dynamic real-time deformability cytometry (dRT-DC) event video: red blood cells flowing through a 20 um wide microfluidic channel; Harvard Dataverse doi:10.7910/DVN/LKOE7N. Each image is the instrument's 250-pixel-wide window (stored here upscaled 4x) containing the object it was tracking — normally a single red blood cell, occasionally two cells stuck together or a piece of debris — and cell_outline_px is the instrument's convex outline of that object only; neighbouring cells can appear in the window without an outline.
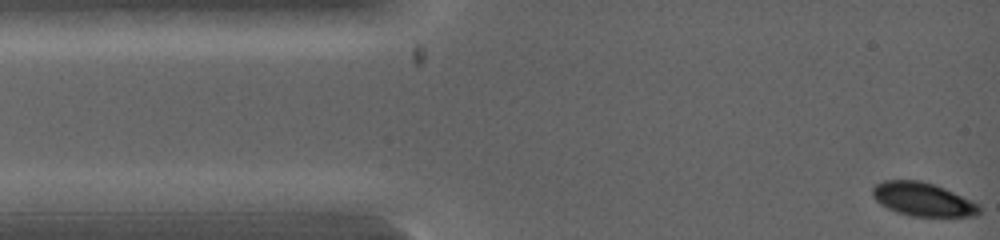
{"species": "common noctule bat (a hibernating species)", "species_latin": "Nyctalus noctula", "temperature_condition": "warm", "stored_images_in_passage": 3, "camera_frame_rate_fps": 5000, "um_per_image_px": 0.085, "animal": {"sex": "female", "body_mass_g": 19.0, "forearm_length_mm": 53.3}, "frame": {"image": 1, "passage_image": 1, "time_ms": 0.0, "image_size_px": [1000, 240], "cell_outline_px": [[980, 212], [976, 216], [912, 216], [896, 212], [880, 204], [872, 196], [872, 188], [876, 184], [884, 180], [920, 180], [944, 188], [972, 200], [980, 204]], "centroid_in_image_um": [78.44, 16.94], "position_along_channel_um": 6.6, "area_um2": 20.87}}
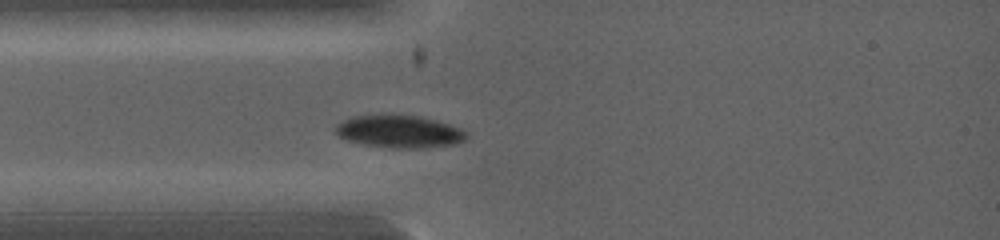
{"frame": {"image": 2, "passage_image": 3, "time_ms": 2.0, "image_size_px": [1000, 240], "cell_outline_px": [[468, 136], [464, 140], [452, 144], [420, 148], [392, 148], [364, 144], [348, 140], [340, 136], [336, 132], [336, 124], [348, 116], [380, 112], [392, 112], [420, 116], [436, 120], [460, 128], [468, 132]], "centroid_in_image_um": [33.89, 11.12], "position_along_channel_um": 51.1, "area_um2": 25.61}}